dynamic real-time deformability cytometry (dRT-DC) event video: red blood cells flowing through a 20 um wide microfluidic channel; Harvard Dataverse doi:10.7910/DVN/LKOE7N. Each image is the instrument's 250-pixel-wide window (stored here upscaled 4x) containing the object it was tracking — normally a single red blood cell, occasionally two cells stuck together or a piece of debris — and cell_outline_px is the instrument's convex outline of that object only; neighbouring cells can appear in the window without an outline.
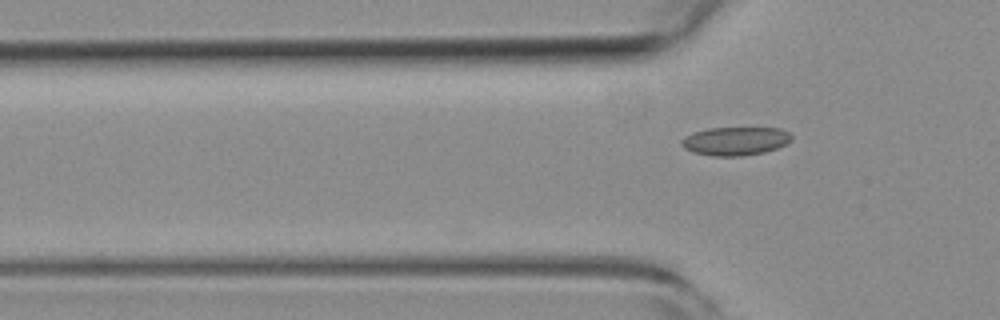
{"species": "common noctule bat (a hibernating species)", "species_latin": "Nyctalus noctula", "temperature_condition": "room temperature", "stored_images_in_passage": 2, "camera_frame_rate_fps": 3000, "um_per_image_px": 0.085, "animal": {"sex": "female", "body_mass_g": 19.3, "forearm_length_mm": 54.1}, "frame": {"image": 1, "passage_image": 2, "time_ms": 0.333, "image_size_px": [1000, 320], "cell_outline_px": [[792, 140], [776, 148], [764, 152], [744, 156], [712, 156], [692, 152], [684, 148], [680, 144], [680, 140], [684, 136], [692, 132], [708, 128], [780, 128], [788, 132], [792, 136]], "centroid_in_image_um": [62.46, 11.99], "position_along_channel_um": 63.3, "area_um2": 18.38}}